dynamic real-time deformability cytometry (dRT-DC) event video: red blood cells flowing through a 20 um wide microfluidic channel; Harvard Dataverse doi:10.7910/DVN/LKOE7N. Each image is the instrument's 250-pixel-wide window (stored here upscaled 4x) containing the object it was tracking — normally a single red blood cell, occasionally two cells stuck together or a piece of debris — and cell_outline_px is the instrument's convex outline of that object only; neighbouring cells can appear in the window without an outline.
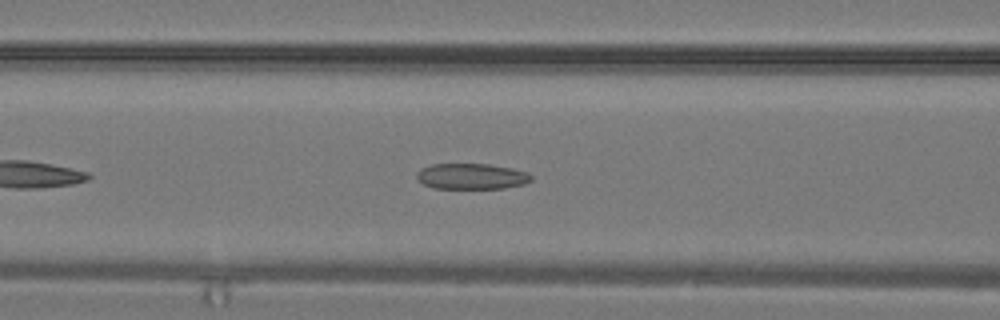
{"species": "common noctule bat (a hibernating species)", "species_latin": "Nyctalus noctula", "temperature_condition": "warm", "stored_images_in_passage": 24, "camera_frame_rate_fps": 3000, "um_per_image_px": 0.085, "animal": {"sex": "male", "body_mass_g": 19.2, "forearm_length_mm": 51.8}, "frame": {"image": 1, "passage_image": 7, "time_ms": 2.0, "image_size_px": [1000, 320], "cell_outline_px": [[532, 180], [524, 184], [504, 188], [432, 188], [416, 180], [416, 172], [420, 168], [432, 164], [488, 164], [512, 168], [528, 172], [532, 176]], "centroid_in_image_um": [40.06, 14.98], "position_along_channel_um": 126.5, "area_um2": 17.34}}
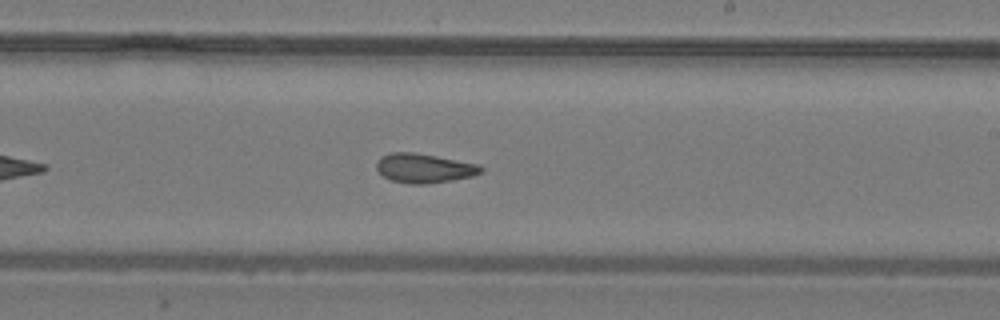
{"frame": {"image": 2, "passage_image": 13, "time_ms": 4.0, "image_size_px": [1000, 320], "cell_outline_px": [[484, 172], [472, 176], [452, 180], [428, 184], [412, 184], [392, 180], [384, 176], [376, 168], [376, 164], [380, 156], [392, 152], [412, 152], [436, 156], [480, 164], [484, 168]], "centroid_in_image_um": [36.09, 14.29], "position_along_channel_um": 252.9, "area_um2": 17.86}}
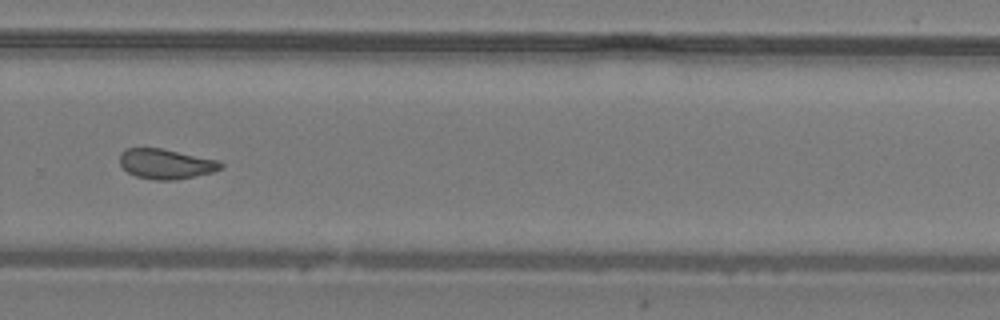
{"frame": {"image": 3, "passage_image": 16, "time_ms": 5.0, "image_size_px": [1000, 320], "cell_outline_px": [[224, 164], [220, 168], [212, 172], [176, 180], [156, 180], [136, 176], [128, 172], [120, 164], [120, 152], [124, 148], [160, 148], [220, 160]], "centroid_in_image_um": [14.09, 13.92], "position_along_channel_um": 315.7, "area_um2": 17.63}}